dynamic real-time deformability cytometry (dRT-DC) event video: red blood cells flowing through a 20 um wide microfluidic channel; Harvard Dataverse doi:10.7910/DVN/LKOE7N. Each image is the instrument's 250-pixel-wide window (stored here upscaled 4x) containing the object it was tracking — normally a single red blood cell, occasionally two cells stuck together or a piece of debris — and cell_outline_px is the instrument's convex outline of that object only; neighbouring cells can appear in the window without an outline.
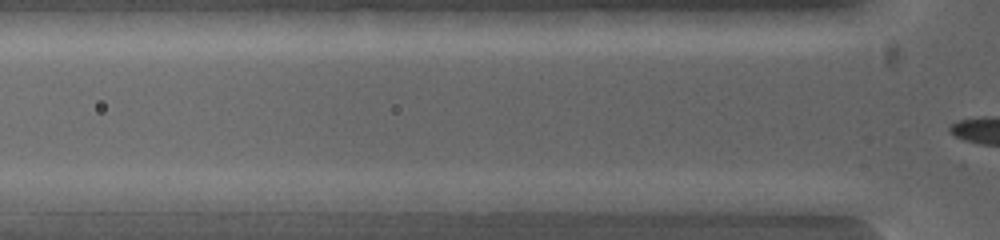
{"species": "common noctule bat (a hibernating species)", "species_latin": "Nyctalus noctula", "temperature_condition": "warm", "stored_images_in_passage": 6, "segment_of_instrument_passage": [1, 2], "camera_frame_rate_fps": 5000, "um_per_image_px": 0.085, "animal": {"sex": "female", "body_mass_g": 19.0, "forearm_length_mm": 53.3}, "frame": {"image": 1, "passage_image": 4, "time_ms": 0.4, "image_size_px": [1000, 240], "cell_outline_px": [[384, 200], [380, 212], [244, 212], [256, 196], [260, 192], [352, 192], [376, 196]], "centroid_in_image_um": [26.77, 17.21], "position_along_channel_um": 99.0, "area_um2": 18.26}}